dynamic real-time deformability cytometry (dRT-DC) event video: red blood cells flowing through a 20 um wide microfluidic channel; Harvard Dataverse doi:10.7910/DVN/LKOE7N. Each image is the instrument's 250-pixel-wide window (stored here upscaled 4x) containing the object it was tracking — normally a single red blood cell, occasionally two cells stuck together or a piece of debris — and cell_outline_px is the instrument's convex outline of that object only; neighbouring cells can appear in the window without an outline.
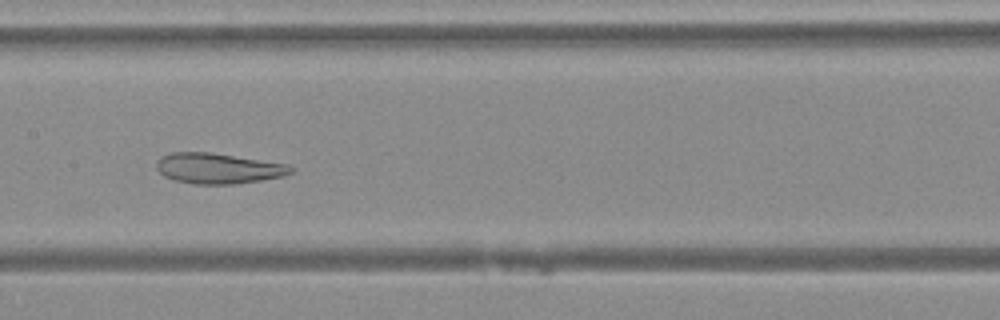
{"species": "Egyptian fruit bat (a non-hibernating species)", "species_latin": "Rousettus aegyptiacus", "temperature_condition": "warm", "stored_images_in_passage": 37, "camera_frame_rate_fps": 3000, "um_per_image_px": 0.085, "animal": {"sex": "female"}, "frame": {"image": 1, "passage_image": 18, "time_ms": 5.667, "image_size_px": [1000, 320], "cell_outline_px": [[292, 172], [284, 176], [260, 180], [232, 184], [196, 184], [172, 180], [164, 176], [156, 168], [156, 160], [160, 156], [172, 152], [212, 152], [288, 164], [292, 168]], "centroid_in_image_um": [18.5, 14.3], "position_along_channel_um": 188.9, "area_um2": 23.99}}
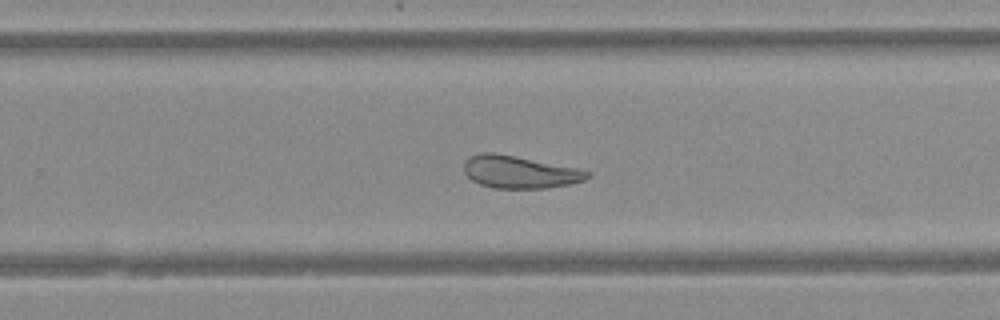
{"frame": {"image": 2, "passage_image": 25, "time_ms": 8.0, "image_size_px": [1000, 320], "cell_outline_px": [[592, 176], [584, 180], [568, 184], [544, 188], [492, 188], [480, 184], [472, 180], [464, 172], [464, 160], [468, 156], [480, 152], [492, 152], [576, 168], [592, 172]], "centroid_in_image_um": [44.13, 14.62], "position_along_channel_um": 285.7, "area_um2": 23.18}}
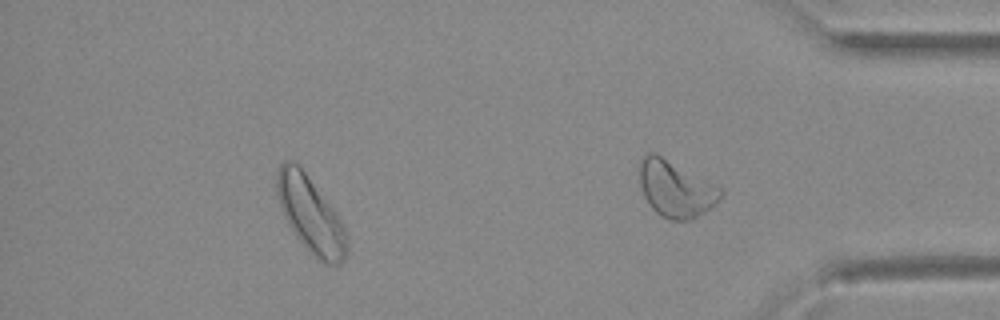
{"frame": {"image": 3, "passage_image": 32, "time_ms": 10.333, "image_size_px": [1000, 320], "cell_outline_px": [[348, 252], [344, 260], [340, 264], [328, 264], [320, 260], [296, 236], [288, 224], [284, 216], [276, 196], [276, 172], [280, 164], [284, 160], [288, 160], [296, 164], [304, 172], [336, 212], [344, 224], [348, 240]], "centroid_in_image_um": [26.4, 18.25], "position_along_channel_um": 408.8, "area_um2": 30.63}}